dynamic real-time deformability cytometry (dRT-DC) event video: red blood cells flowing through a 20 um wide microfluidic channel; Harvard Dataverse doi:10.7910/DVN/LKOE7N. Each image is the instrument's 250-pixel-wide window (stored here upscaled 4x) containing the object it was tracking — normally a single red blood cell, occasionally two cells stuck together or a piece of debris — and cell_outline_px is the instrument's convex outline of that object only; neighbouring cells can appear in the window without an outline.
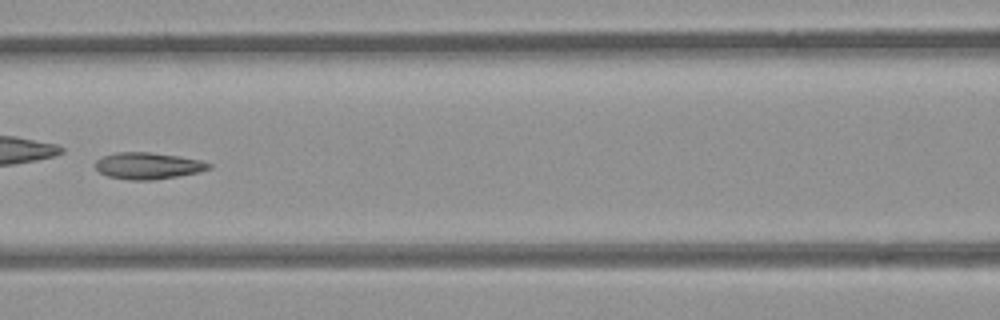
{"species": "common noctule bat (a hibernating species)", "species_latin": "Nyctalus noctula", "temperature_condition": "room temperature", "stored_images_in_passage": 8, "camera_frame_rate_fps": 3000, "um_per_image_px": 0.085, "animal": {"sex": "female", "body_mass_g": 21.9}, "frame": {"image": 1, "passage_image": 7, "time_ms": 8.0, "image_size_px": [1000, 320], "cell_outline_px": [[212, 168], [200, 172], [152, 180], [128, 180], [108, 176], [100, 172], [96, 168], [96, 160], [104, 156], [116, 152], [148, 152], [176, 156], [200, 160], [212, 164]], "centroid_in_image_um": [12.59, 14.09], "position_along_channel_um": 154.0, "area_um2": 17.46}}
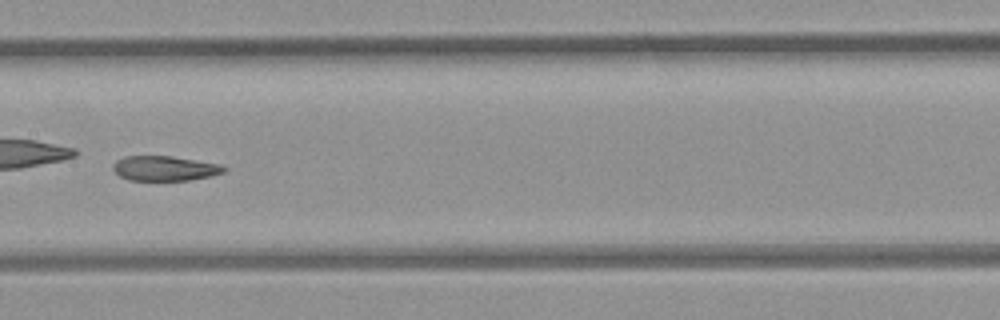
{"frame": {"image": 2, "passage_image": 8, "time_ms": 9.0, "image_size_px": [1000, 320], "cell_outline_px": [[228, 168], [224, 172], [212, 176], [188, 180], [128, 180], [120, 176], [112, 168], [112, 164], [116, 160], [124, 156], [172, 156], [220, 164]], "centroid_in_image_um": [14.0, 14.3], "position_along_channel_um": 193.4, "area_um2": 16.13}}